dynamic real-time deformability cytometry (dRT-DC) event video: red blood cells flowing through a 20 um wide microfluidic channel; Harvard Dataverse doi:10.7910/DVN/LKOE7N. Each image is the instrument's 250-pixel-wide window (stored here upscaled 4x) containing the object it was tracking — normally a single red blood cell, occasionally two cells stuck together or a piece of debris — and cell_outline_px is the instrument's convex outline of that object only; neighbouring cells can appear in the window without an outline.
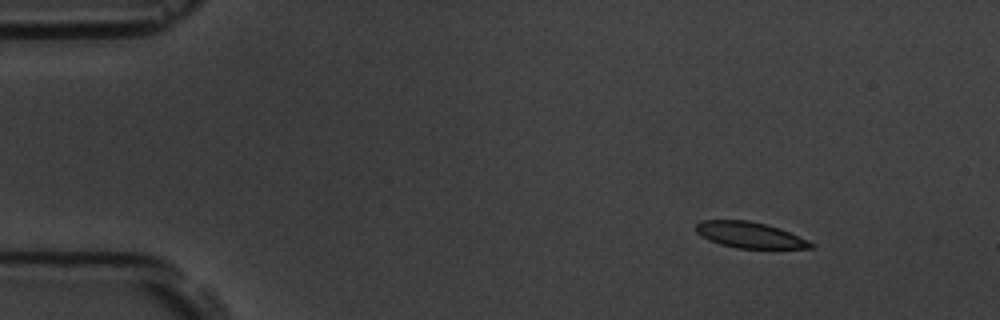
{"species": "common noctule bat (a hibernating species)", "species_latin": "Nyctalus noctula", "temperature_condition": "room temperature", "stored_images_in_passage": 6, "camera_frame_rate_fps": 3000, "um_per_image_px": 0.085, "animal": {"sex": "male", "body_mass_g": 19.5, "forearm_length_mm": 54.6}, "frame": {"image": 1, "passage_image": 3, "time_ms": 2.333, "image_size_px": [1000, 320], "cell_outline_px": [[816, 244], [812, 248], [736, 248], [720, 244], [708, 240], [700, 236], [696, 232], [696, 224], [700, 220], [748, 220], [780, 228], [808, 240]], "centroid_in_image_um": [63.7, 19.97], "position_along_channel_um": 21.3, "area_um2": 17.4}}
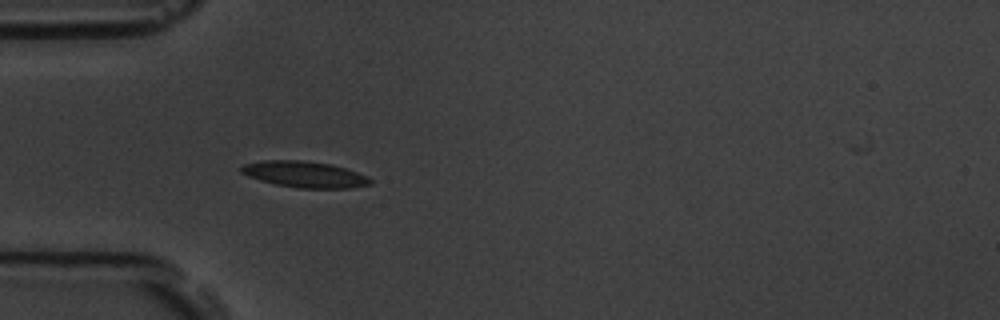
{"frame": {"image": 2, "passage_image": 6, "time_ms": 5.667, "image_size_px": [1000, 320], "cell_outline_px": [[372, 184], [352, 188], [300, 188], [276, 184], [260, 180], [248, 176], [240, 172], [240, 168], [244, 164], [264, 160], [300, 160], [328, 164], [344, 168], [368, 176], [372, 180]], "centroid_in_image_um": [25.9, 14.82], "position_along_channel_um": 59.1, "area_um2": 19.54}}